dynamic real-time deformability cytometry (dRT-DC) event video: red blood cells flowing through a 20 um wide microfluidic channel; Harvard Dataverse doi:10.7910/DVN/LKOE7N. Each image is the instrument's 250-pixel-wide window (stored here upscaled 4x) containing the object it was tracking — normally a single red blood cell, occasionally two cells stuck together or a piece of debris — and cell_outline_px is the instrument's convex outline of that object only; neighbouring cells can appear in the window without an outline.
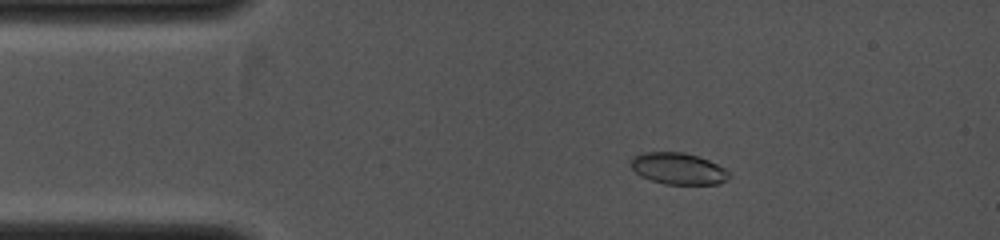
{"species": "common noctule bat (a hibernating species)", "species_latin": "Nyctalus noctula", "temperature_condition": "cold", "stored_images_in_passage": 9, "camera_frame_rate_fps": 4000, "um_per_image_px": 0.085, "animal": {"sex": "female", "body_mass_g": 19.0, "forearm_length_mm": 53.3}, "frame": {"image": 1, "passage_image": 4, "time_ms": 1.5, "image_size_px": [1000, 240], "cell_outline_px": [[732, 176], [728, 180], [716, 184], [664, 184], [640, 176], [632, 168], [632, 156], [644, 152], [684, 152], [708, 160], [724, 168]], "centroid_in_image_um": [57.66, 14.33], "position_along_channel_um": 27.3, "area_um2": 17.98}}
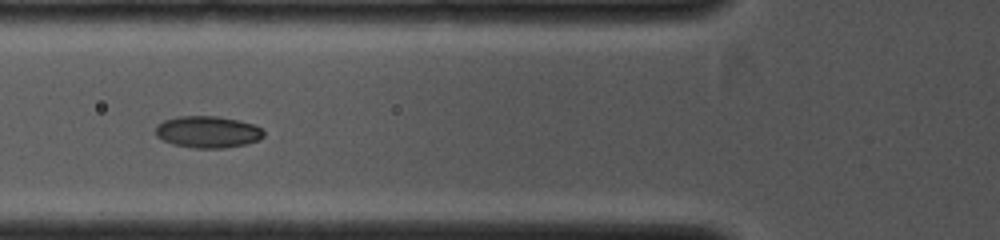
{"frame": {"image": 2, "passage_image": 8, "time_ms": 3.75, "image_size_px": [1000, 240], "cell_outline_px": [[264, 136], [260, 140], [244, 144], [224, 148], [196, 148], [172, 144], [156, 136], [156, 124], [164, 120], [176, 116], [216, 116], [256, 124], [264, 132]], "centroid_in_image_um": [17.65, 11.21], "position_along_channel_um": 108.1, "area_um2": 20.06}}